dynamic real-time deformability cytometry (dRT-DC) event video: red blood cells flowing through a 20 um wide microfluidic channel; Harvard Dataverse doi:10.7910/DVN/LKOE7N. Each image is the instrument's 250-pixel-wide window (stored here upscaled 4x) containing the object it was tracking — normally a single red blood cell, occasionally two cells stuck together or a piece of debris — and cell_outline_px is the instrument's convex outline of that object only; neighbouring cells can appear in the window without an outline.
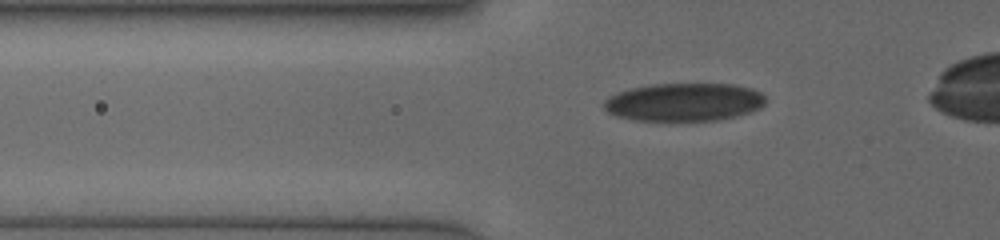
{"species": "human", "species_latin": "Homo sapiens", "temperature_condition": "cold", "stored_images_in_passage": 54, "camera_frame_rate_fps": 3000, "um_per_image_px": 0.085, "donor": {"sex": "female"}, "frame": {"image": 1, "passage_image": 11, "time_ms": 3.0, "image_size_px": [1000, 240], "cell_outline_px": [[764, 104], [760, 108], [752, 112], [736, 116], [716, 120], [636, 120], [616, 116], [608, 112], [604, 108], [604, 100], [608, 96], [616, 92], [632, 88], [652, 84], [732, 84], [752, 88], [760, 92], [764, 96]], "centroid_in_image_um": [58.14, 8.67], "position_along_channel_um": 67.7, "area_um2": 35.84}}
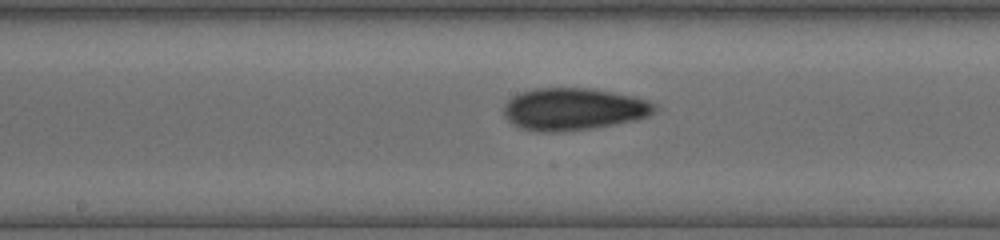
{"frame": {"image": 2, "passage_image": 26, "time_ms": 6.333, "image_size_px": [1000, 240], "cell_outline_px": [[656, 108], [648, 116], [636, 120], [616, 124], [592, 128], [556, 132], [536, 132], [520, 128], [512, 124], [504, 116], [504, 104], [512, 96], [520, 92], [536, 88], [592, 88], [636, 96], [648, 100], [656, 104]], "centroid_in_image_um": [48.74, 9.27], "position_along_channel_um": 199.5, "area_um2": 37.45}}
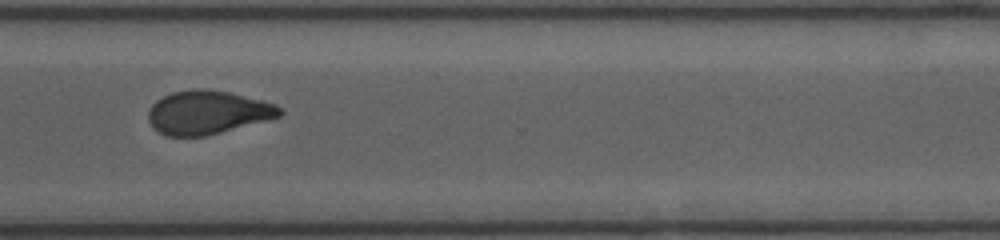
{"frame": {"image": 3, "passage_image": 53, "time_ms": 10.0, "image_size_px": [1000, 240], "cell_outline_px": [[284, 112], [280, 116], [220, 132], [204, 136], [168, 136], [152, 128], [148, 120], [148, 112], [152, 104], [156, 100], [172, 92], [192, 88], [200, 88], [228, 92], [276, 104]], "centroid_in_image_um": [17.6, 9.55], "position_along_channel_um": 353.0, "area_um2": 33.06}}